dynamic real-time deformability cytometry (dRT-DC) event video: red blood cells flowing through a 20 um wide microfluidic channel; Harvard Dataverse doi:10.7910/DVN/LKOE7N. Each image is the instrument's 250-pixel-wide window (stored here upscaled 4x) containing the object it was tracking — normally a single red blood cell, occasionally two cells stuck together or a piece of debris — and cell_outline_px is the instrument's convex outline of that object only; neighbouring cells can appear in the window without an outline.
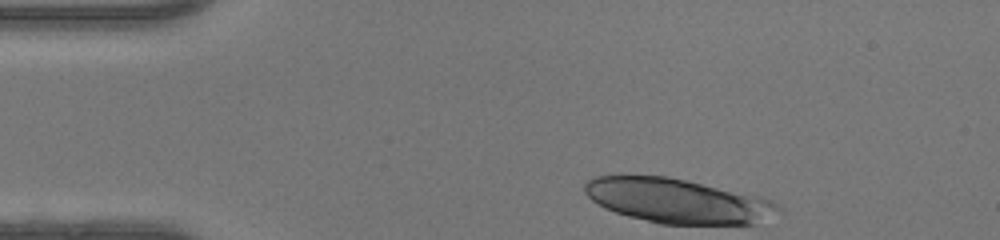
{"species": "human", "species_latin": "Homo sapiens", "temperature_condition": "warm", "stored_images_in_passage": 33, "segment_of_instrument_passage": [1, 2], "camera_frame_rate_fps": 3000, "um_per_image_px": 0.085, "donor": {"sex": "female"}, "frame": {"image": 1, "passage_image": 1, "time_ms": 0.0, "image_size_px": [1000, 240], "cell_outline_px": [[784, 212], [756, 224], [660, 224], [628, 216], [604, 208], [592, 200], [584, 192], [584, 180], [596, 176], [668, 176], [760, 196], [776, 204]], "centroid_in_image_um": [57.61, 17.08], "position_along_channel_um": 27.4, "area_um2": 50.34}}